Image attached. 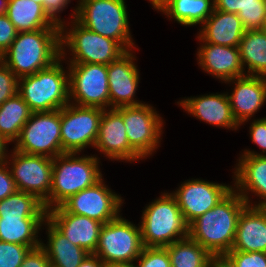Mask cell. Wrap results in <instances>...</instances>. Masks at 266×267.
Segmentation results:
<instances>
[{
  "instance_id": "26",
  "label": "cell",
  "mask_w": 266,
  "mask_h": 267,
  "mask_svg": "<svg viewBox=\"0 0 266 267\" xmlns=\"http://www.w3.org/2000/svg\"><path fill=\"white\" fill-rule=\"evenodd\" d=\"M6 15L17 32L60 29L48 18L43 5L32 0H9Z\"/></svg>"
},
{
  "instance_id": "3",
  "label": "cell",
  "mask_w": 266,
  "mask_h": 267,
  "mask_svg": "<svg viewBox=\"0 0 266 267\" xmlns=\"http://www.w3.org/2000/svg\"><path fill=\"white\" fill-rule=\"evenodd\" d=\"M61 61L62 57L35 74L18 78V94L33 113L60 110L70 103L69 73Z\"/></svg>"
},
{
  "instance_id": "33",
  "label": "cell",
  "mask_w": 266,
  "mask_h": 267,
  "mask_svg": "<svg viewBox=\"0 0 266 267\" xmlns=\"http://www.w3.org/2000/svg\"><path fill=\"white\" fill-rule=\"evenodd\" d=\"M171 267H209L211 254L189 236L165 247Z\"/></svg>"
},
{
  "instance_id": "46",
  "label": "cell",
  "mask_w": 266,
  "mask_h": 267,
  "mask_svg": "<svg viewBox=\"0 0 266 267\" xmlns=\"http://www.w3.org/2000/svg\"><path fill=\"white\" fill-rule=\"evenodd\" d=\"M7 144L8 142L0 136V163L4 162L7 158Z\"/></svg>"
},
{
  "instance_id": "39",
  "label": "cell",
  "mask_w": 266,
  "mask_h": 267,
  "mask_svg": "<svg viewBox=\"0 0 266 267\" xmlns=\"http://www.w3.org/2000/svg\"><path fill=\"white\" fill-rule=\"evenodd\" d=\"M17 30L6 14L0 15V57L10 48Z\"/></svg>"
},
{
  "instance_id": "30",
  "label": "cell",
  "mask_w": 266,
  "mask_h": 267,
  "mask_svg": "<svg viewBox=\"0 0 266 267\" xmlns=\"http://www.w3.org/2000/svg\"><path fill=\"white\" fill-rule=\"evenodd\" d=\"M215 9L236 13L245 30L262 29L266 20V0H214Z\"/></svg>"
},
{
  "instance_id": "47",
  "label": "cell",
  "mask_w": 266,
  "mask_h": 267,
  "mask_svg": "<svg viewBox=\"0 0 266 267\" xmlns=\"http://www.w3.org/2000/svg\"><path fill=\"white\" fill-rule=\"evenodd\" d=\"M9 0H0V15L6 14Z\"/></svg>"
},
{
  "instance_id": "29",
  "label": "cell",
  "mask_w": 266,
  "mask_h": 267,
  "mask_svg": "<svg viewBox=\"0 0 266 267\" xmlns=\"http://www.w3.org/2000/svg\"><path fill=\"white\" fill-rule=\"evenodd\" d=\"M32 111L17 93L0 105V136L8 143L15 142Z\"/></svg>"
},
{
  "instance_id": "6",
  "label": "cell",
  "mask_w": 266,
  "mask_h": 267,
  "mask_svg": "<svg viewBox=\"0 0 266 267\" xmlns=\"http://www.w3.org/2000/svg\"><path fill=\"white\" fill-rule=\"evenodd\" d=\"M77 154L64 153L53 159L50 209L102 179L98 157Z\"/></svg>"
},
{
  "instance_id": "27",
  "label": "cell",
  "mask_w": 266,
  "mask_h": 267,
  "mask_svg": "<svg viewBox=\"0 0 266 267\" xmlns=\"http://www.w3.org/2000/svg\"><path fill=\"white\" fill-rule=\"evenodd\" d=\"M47 218H0V241L21 244L32 249L41 246L38 233Z\"/></svg>"
},
{
  "instance_id": "43",
  "label": "cell",
  "mask_w": 266,
  "mask_h": 267,
  "mask_svg": "<svg viewBox=\"0 0 266 267\" xmlns=\"http://www.w3.org/2000/svg\"><path fill=\"white\" fill-rule=\"evenodd\" d=\"M209 267H236L233 261L226 255H212Z\"/></svg>"
},
{
  "instance_id": "20",
  "label": "cell",
  "mask_w": 266,
  "mask_h": 267,
  "mask_svg": "<svg viewBox=\"0 0 266 267\" xmlns=\"http://www.w3.org/2000/svg\"><path fill=\"white\" fill-rule=\"evenodd\" d=\"M197 51L198 64L203 71L223 82L246 75L243 68L239 47L221 46L204 42Z\"/></svg>"
},
{
  "instance_id": "18",
  "label": "cell",
  "mask_w": 266,
  "mask_h": 267,
  "mask_svg": "<svg viewBox=\"0 0 266 267\" xmlns=\"http://www.w3.org/2000/svg\"><path fill=\"white\" fill-rule=\"evenodd\" d=\"M47 220L72 244L94 254L103 223L77 214L67 213L61 206L47 211Z\"/></svg>"
},
{
  "instance_id": "36",
  "label": "cell",
  "mask_w": 266,
  "mask_h": 267,
  "mask_svg": "<svg viewBox=\"0 0 266 267\" xmlns=\"http://www.w3.org/2000/svg\"><path fill=\"white\" fill-rule=\"evenodd\" d=\"M18 93V77L0 60V105Z\"/></svg>"
},
{
  "instance_id": "17",
  "label": "cell",
  "mask_w": 266,
  "mask_h": 267,
  "mask_svg": "<svg viewBox=\"0 0 266 267\" xmlns=\"http://www.w3.org/2000/svg\"><path fill=\"white\" fill-rule=\"evenodd\" d=\"M94 147L111 160H142L129 144L122 116L112 108L102 113Z\"/></svg>"
},
{
  "instance_id": "42",
  "label": "cell",
  "mask_w": 266,
  "mask_h": 267,
  "mask_svg": "<svg viewBox=\"0 0 266 267\" xmlns=\"http://www.w3.org/2000/svg\"><path fill=\"white\" fill-rule=\"evenodd\" d=\"M50 261L45 250L39 246L31 249L25 256L20 267H50Z\"/></svg>"
},
{
  "instance_id": "28",
  "label": "cell",
  "mask_w": 266,
  "mask_h": 267,
  "mask_svg": "<svg viewBox=\"0 0 266 267\" xmlns=\"http://www.w3.org/2000/svg\"><path fill=\"white\" fill-rule=\"evenodd\" d=\"M239 51L243 68L248 67L246 75L266 77V33L262 29L246 30Z\"/></svg>"
},
{
  "instance_id": "4",
  "label": "cell",
  "mask_w": 266,
  "mask_h": 267,
  "mask_svg": "<svg viewBox=\"0 0 266 267\" xmlns=\"http://www.w3.org/2000/svg\"><path fill=\"white\" fill-rule=\"evenodd\" d=\"M142 212L139 226L144 247H166L189 236V224L171 193H162Z\"/></svg>"
},
{
  "instance_id": "38",
  "label": "cell",
  "mask_w": 266,
  "mask_h": 267,
  "mask_svg": "<svg viewBox=\"0 0 266 267\" xmlns=\"http://www.w3.org/2000/svg\"><path fill=\"white\" fill-rule=\"evenodd\" d=\"M249 128L252 142L258 145L262 149V152L259 154L246 149L242 155L266 156V117L257 120L254 119Z\"/></svg>"
},
{
  "instance_id": "31",
  "label": "cell",
  "mask_w": 266,
  "mask_h": 267,
  "mask_svg": "<svg viewBox=\"0 0 266 267\" xmlns=\"http://www.w3.org/2000/svg\"><path fill=\"white\" fill-rule=\"evenodd\" d=\"M214 9V0H172L161 12L181 25L194 26L203 24Z\"/></svg>"
},
{
  "instance_id": "8",
  "label": "cell",
  "mask_w": 266,
  "mask_h": 267,
  "mask_svg": "<svg viewBox=\"0 0 266 267\" xmlns=\"http://www.w3.org/2000/svg\"><path fill=\"white\" fill-rule=\"evenodd\" d=\"M144 246L140 226L122 216L102 225L95 250L105 266L136 262Z\"/></svg>"
},
{
  "instance_id": "40",
  "label": "cell",
  "mask_w": 266,
  "mask_h": 267,
  "mask_svg": "<svg viewBox=\"0 0 266 267\" xmlns=\"http://www.w3.org/2000/svg\"><path fill=\"white\" fill-rule=\"evenodd\" d=\"M71 0H43V8L48 18L58 27L64 26L66 23L60 19V12L64 10ZM59 14V15H57Z\"/></svg>"
},
{
  "instance_id": "12",
  "label": "cell",
  "mask_w": 266,
  "mask_h": 267,
  "mask_svg": "<svg viewBox=\"0 0 266 267\" xmlns=\"http://www.w3.org/2000/svg\"><path fill=\"white\" fill-rule=\"evenodd\" d=\"M104 109L72 103L61 108V145L64 153H80L94 147Z\"/></svg>"
},
{
  "instance_id": "1",
  "label": "cell",
  "mask_w": 266,
  "mask_h": 267,
  "mask_svg": "<svg viewBox=\"0 0 266 267\" xmlns=\"http://www.w3.org/2000/svg\"><path fill=\"white\" fill-rule=\"evenodd\" d=\"M247 205L232 189L213 208L189 224V237L211 255L227 254L235 240L239 216Z\"/></svg>"
},
{
  "instance_id": "13",
  "label": "cell",
  "mask_w": 266,
  "mask_h": 267,
  "mask_svg": "<svg viewBox=\"0 0 266 267\" xmlns=\"http://www.w3.org/2000/svg\"><path fill=\"white\" fill-rule=\"evenodd\" d=\"M123 118L130 146L144 159L159 147L163 120L148 104L115 109Z\"/></svg>"
},
{
  "instance_id": "50",
  "label": "cell",
  "mask_w": 266,
  "mask_h": 267,
  "mask_svg": "<svg viewBox=\"0 0 266 267\" xmlns=\"http://www.w3.org/2000/svg\"><path fill=\"white\" fill-rule=\"evenodd\" d=\"M262 30L266 33V20H265V24H264V27L262 28Z\"/></svg>"
},
{
  "instance_id": "11",
  "label": "cell",
  "mask_w": 266,
  "mask_h": 267,
  "mask_svg": "<svg viewBox=\"0 0 266 267\" xmlns=\"http://www.w3.org/2000/svg\"><path fill=\"white\" fill-rule=\"evenodd\" d=\"M11 153L10 156L7 155L8 158L5 161L7 165H11L8 168H10L17 191L35 195L43 202L46 210H50L53 159L22 153L14 149ZM10 162L11 164H9Z\"/></svg>"
},
{
  "instance_id": "5",
  "label": "cell",
  "mask_w": 266,
  "mask_h": 267,
  "mask_svg": "<svg viewBox=\"0 0 266 267\" xmlns=\"http://www.w3.org/2000/svg\"><path fill=\"white\" fill-rule=\"evenodd\" d=\"M71 14L87 29L117 41L126 51L134 49L125 0H79Z\"/></svg>"
},
{
  "instance_id": "7",
  "label": "cell",
  "mask_w": 266,
  "mask_h": 267,
  "mask_svg": "<svg viewBox=\"0 0 266 267\" xmlns=\"http://www.w3.org/2000/svg\"><path fill=\"white\" fill-rule=\"evenodd\" d=\"M71 23L69 30L66 25L60 28L61 57L67 55V48L72 52L68 62L109 65L126 52L117 41L94 33L76 19Z\"/></svg>"
},
{
  "instance_id": "2",
  "label": "cell",
  "mask_w": 266,
  "mask_h": 267,
  "mask_svg": "<svg viewBox=\"0 0 266 267\" xmlns=\"http://www.w3.org/2000/svg\"><path fill=\"white\" fill-rule=\"evenodd\" d=\"M60 57V29H40L18 32L0 60L20 78L51 66Z\"/></svg>"
},
{
  "instance_id": "44",
  "label": "cell",
  "mask_w": 266,
  "mask_h": 267,
  "mask_svg": "<svg viewBox=\"0 0 266 267\" xmlns=\"http://www.w3.org/2000/svg\"><path fill=\"white\" fill-rule=\"evenodd\" d=\"M78 267H105V265L97 255L89 254Z\"/></svg>"
},
{
  "instance_id": "24",
  "label": "cell",
  "mask_w": 266,
  "mask_h": 267,
  "mask_svg": "<svg viewBox=\"0 0 266 267\" xmlns=\"http://www.w3.org/2000/svg\"><path fill=\"white\" fill-rule=\"evenodd\" d=\"M245 31L238 14L214 9L202 24L198 36L206 43L239 47Z\"/></svg>"
},
{
  "instance_id": "19",
  "label": "cell",
  "mask_w": 266,
  "mask_h": 267,
  "mask_svg": "<svg viewBox=\"0 0 266 267\" xmlns=\"http://www.w3.org/2000/svg\"><path fill=\"white\" fill-rule=\"evenodd\" d=\"M228 82V83H227ZM235 87L228 98L234 119L239 125L247 122L266 101V77L245 75L225 81Z\"/></svg>"
},
{
  "instance_id": "32",
  "label": "cell",
  "mask_w": 266,
  "mask_h": 267,
  "mask_svg": "<svg viewBox=\"0 0 266 267\" xmlns=\"http://www.w3.org/2000/svg\"><path fill=\"white\" fill-rule=\"evenodd\" d=\"M47 218V210L35 195L16 191L0 201V218Z\"/></svg>"
},
{
  "instance_id": "48",
  "label": "cell",
  "mask_w": 266,
  "mask_h": 267,
  "mask_svg": "<svg viewBox=\"0 0 266 267\" xmlns=\"http://www.w3.org/2000/svg\"><path fill=\"white\" fill-rule=\"evenodd\" d=\"M105 267H136V264L134 263L110 264Z\"/></svg>"
},
{
  "instance_id": "9",
  "label": "cell",
  "mask_w": 266,
  "mask_h": 267,
  "mask_svg": "<svg viewBox=\"0 0 266 267\" xmlns=\"http://www.w3.org/2000/svg\"><path fill=\"white\" fill-rule=\"evenodd\" d=\"M61 109L34 112L22 127L14 150L54 159L64 154L61 145Z\"/></svg>"
},
{
  "instance_id": "16",
  "label": "cell",
  "mask_w": 266,
  "mask_h": 267,
  "mask_svg": "<svg viewBox=\"0 0 266 267\" xmlns=\"http://www.w3.org/2000/svg\"><path fill=\"white\" fill-rule=\"evenodd\" d=\"M132 50L108 65L110 109L143 104L134 99L139 84V70Z\"/></svg>"
},
{
  "instance_id": "21",
  "label": "cell",
  "mask_w": 266,
  "mask_h": 267,
  "mask_svg": "<svg viewBox=\"0 0 266 267\" xmlns=\"http://www.w3.org/2000/svg\"><path fill=\"white\" fill-rule=\"evenodd\" d=\"M177 103L188 114L210 125L232 130L240 126L233 117L228 93L194 96Z\"/></svg>"
},
{
  "instance_id": "41",
  "label": "cell",
  "mask_w": 266,
  "mask_h": 267,
  "mask_svg": "<svg viewBox=\"0 0 266 267\" xmlns=\"http://www.w3.org/2000/svg\"><path fill=\"white\" fill-rule=\"evenodd\" d=\"M17 191L6 161L0 163V201Z\"/></svg>"
},
{
  "instance_id": "25",
  "label": "cell",
  "mask_w": 266,
  "mask_h": 267,
  "mask_svg": "<svg viewBox=\"0 0 266 267\" xmlns=\"http://www.w3.org/2000/svg\"><path fill=\"white\" fill-rule=\"evenodd\" d=\"M47 233V245L41 242L50 264L53 267H78L89 255L83 248L72 244L47 219L44 221Z\"/></svg>"
},
{
  "instance_id": "10",
  "label": "cell",
  "mask_w": 266,
  "mask_h": 267,
  "mask_svg": "<svg viewBox=\"0 0 266 267\" xmlns=\"http://www.w3.org/2000/svg\"><path fill=\"white\" fill-rule=\"evenodd\" d=\"M68 66L70 103L82 107L110 109L108 65L69 63Z\"/></svg>"
},
{
  "instance_id": "49",
  "label": "cell",
  "mask_w": 266,
  "mask_h": 267,
  "mask_svg": "<svg viewBox=\"0 0 266 267\" xmlns=\"http://www.w3.org/2000/svg\"><path fill=\"white\" fill-rule=\"evenodd\" d=\"M32 1H34L35 3H39V4L43 5V0H32Z\"/></svg>"
},
{
  "instance_id": "35",
  "label": "cell",
  "mask_w": 266,
  "mask_h": 267,
  "mask_svg": "<svg viewBox=\"0 0 266 267\" xmlns=\"http://www.w3.org/2000/svg\"><path fill=\"white\" fill-rule=\"evenodd\" d=\"M136 267H171L170 257L165 247H144Z\"/></svg>"
},
{
  "instance_id": "23",
  "label": "cell",
  "mask_w": 266,
  "mask_h": 267,
  "mask_svg": "<svg viewBox=\"0 0 266 267\" xmlns=\"http://www.w3.org/2000/svg\"><path fill=\"white\" fill-rule=\"evenodd\" d=\"M231 251L266 252V207L247 205L242 210Z\"/></svg>"
},
{
  "instance_id": "34",
  "label": "cell",
  "mask_w": 266,
  "mask_h": 267,
  "mask_svg": "<svg viewBox=\"0 0 266 267\" xmlns=\"http://www.w3.org/2000/svg\"><path fill=\"white\" fill-rule=\"evenodd\" d=\"M31 249L26 245L0 241V267H20Z\"/></svg>"
},
{
  "instance_id": "15",
  "label": "cell",
  "mask_w": 266,
  "mask_h": 267,
  "mask_svg": "<svg viewBox=\"0 0 266 267\" xmlns=\"http://www.w3.org/2000/svg\"><path fill=\"white\" fill-rule=\"evenodd\" d=\"M233 186L200 179L187 180L171 195L188 224L219 203Z\"/></svg>"
},
{
  "instance_id": "37",
  "label": "cell",
  "mask_w": 266,
  "mask_h": 267,
  "mask_svg": "<svg viewBox=\"0 0 266 267\" xmlns=\"http://www.w3.org/2000/svg\"><path fill=\"white\" fill-rule=\"evenodd\" d=\"M226 255L236 267H266V252L229 251Z\"/></svg>"
},
{
  "instance_id": "14",
  "label": "cell",
  "mask_w": 266,
  "mask_h": 267,
  "mask_svg": "<svg viewBox=\"0 0 266 267\" xmlns=\"http://www.w3.org/2000/svg\"><path fill=\"white\" fill-rule=\"evenodd\" d=\"M103 181L101 179L93 186L70 196L60 206L67 213L86 216L103 224L116 219L120 215L123 200Z\"/></svg>"
},
{
  "instance_id": "22",
  "label": "cell",
  "mask_w": 266,
  "mask_h": 267,
  "mask_svg": "<svg viewBox=\"0 0 266 267\" xmlns=\"http://www.w3.org/2000/svg\"><path fill=\"white\" fill-rule=\"evenodd\" d=\"M234 171L233 189L250 206L266 207V156L241 155ZM259 196V203H250L249 192Z\"/></svg>"
},
{
  "instance_id": "45",
  "label": "cell",
  "mask_w": 266,
  "mask_h": 267,
  "mask_svg": "<svg viewBox=\"0 0 266 267\" xmlns=\"http://www.w3.org/2000/svg\"><path fill=\"white\" fill-rule=\"evenodd\" d=\"M172 0H149V2L152 4L153 8L158 11H162L165 9Z\"/></svg>"
}]
</instances>
